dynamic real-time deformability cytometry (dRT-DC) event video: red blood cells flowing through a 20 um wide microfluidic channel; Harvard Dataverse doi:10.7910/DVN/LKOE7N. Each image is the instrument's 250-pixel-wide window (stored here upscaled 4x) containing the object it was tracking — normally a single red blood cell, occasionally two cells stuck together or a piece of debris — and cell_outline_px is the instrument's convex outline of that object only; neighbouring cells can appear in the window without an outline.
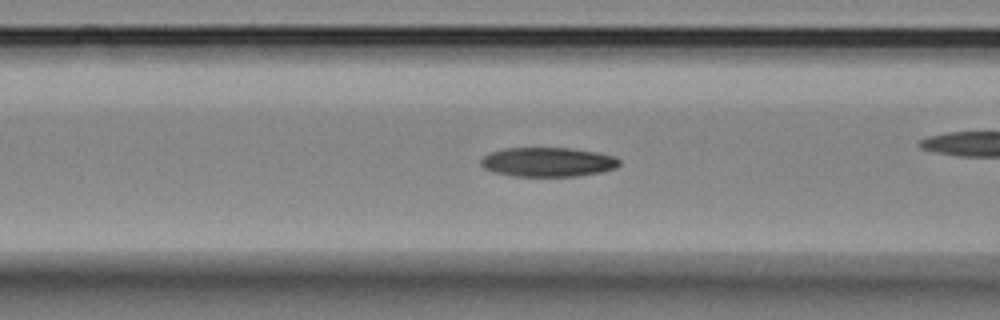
{"species": "Egyptian fruit bat (a non-hibernating species)", "species_latin": "Rousettus aegyptiacus", "temperature_condition": "room temperature", "stored_images_in_passage": 50, "camera_frame_rate_fps": 3000, "um_per_image_px": 0.085, "animal": {"sex": "female"}, "frame": {"image": 1, "passage_image": 14, "time_ms": 4.333, "image_size_px": [1000, 320], "cell_outline_px": [[620, 164], [616, 168], [600, 172], [580, 176], [512, 176], [496, 172], [484, 168], [480, 164], [480, 160], [484, 156], [492, 152], [504, 148], [572, 148], [596, 152], [616, 156], [620, 160]], "centroid_in_image_um": [46.6, 13.77], "position_along_channel_um": 120.0, "area_um2": 23.7}}
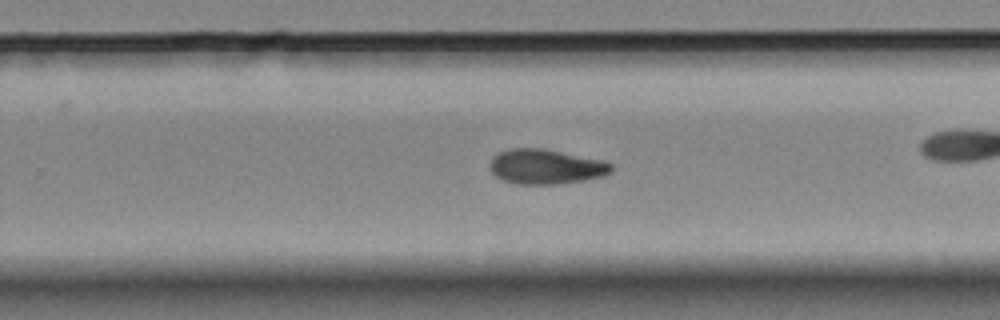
{"frame": {"image": 2, "passage_image": 28, "time_ms": 9.0, "image_size_px": [1000, 320], "cell_outline_px": [[612, 172], [604, 176], [584, 180], [556, 184], [516, 184], [504, 180], [496, 176], [492, 172], [492, 156], [496, 152], [512, 148], [540, 148], [604, 160], [612, 164]], "centroid_in_image_um": [46.42, 14.16], "position_along_channel_um": 283.4, "area_um2": 24.57}}
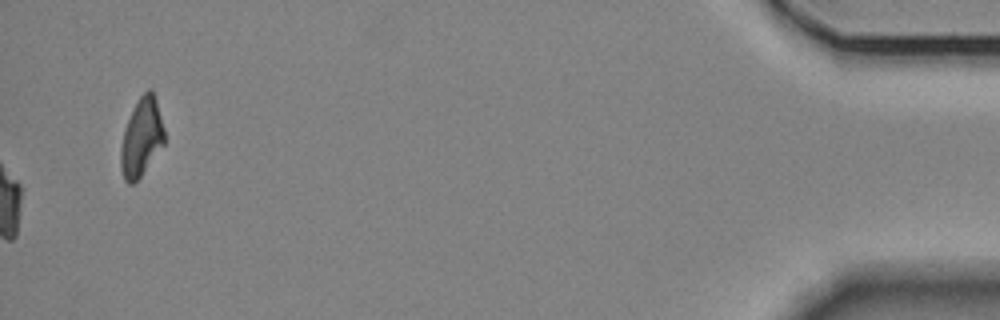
{"frame": {"image": 3, "passage_image": 50, "time_ms": 16.333, "image_size_px": [1000, 320], "cell_outline_px": [[164, 144], [140, 176], [132, 184], [128, 184], [124, 180], [120, 168], [120, 148], [124, 128], [140, 96], [148, 88], [152, 88], [156, 100], [164, 128]], "centroid_in_image_um": [12.01, 11.68], "position_along_channel_um": 423.2, "area_um2": 19.65}, "authors_computed_cell_mechanics": {"area_um2": 23.9292, "velocity_mm_per_s": 3.5034, "shape_relaxation_time_tau1_ms": 7.4154, "shape_relaxation_time_tau2_ms": 8.6052, "deformation_change_tau1": 0.1764, "deformation_change_tau2": 0.157}}